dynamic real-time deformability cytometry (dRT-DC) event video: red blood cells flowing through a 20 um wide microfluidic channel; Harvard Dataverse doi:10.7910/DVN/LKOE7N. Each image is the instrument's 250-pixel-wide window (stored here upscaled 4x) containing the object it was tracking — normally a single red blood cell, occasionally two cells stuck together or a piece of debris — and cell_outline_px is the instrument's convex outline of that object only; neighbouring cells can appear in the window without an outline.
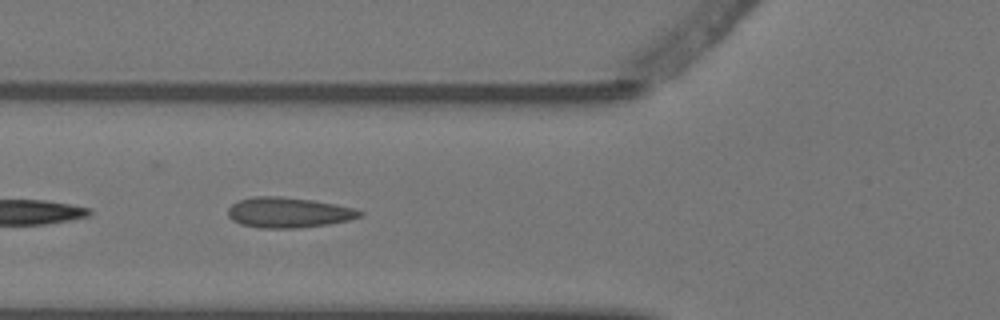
{"species": "Egyptian fruit bat (a non-hibernating species)", "species_latin": "Rousettus aegyptiacus", "temperature_condition": "warm", "stored_images_in_passage": 5, "camera_frame_rate_fps": 3000, "um_per_image_px": 0.085, "animal": {"sex": "female"}, "frame": {"image": 1, "passage_image": 4, "time_ms": 1.0, "image_size_px": [1000, 320], "cell_outline_px": [[364, 216], [348, 220], [328, 224], [300, 228], [260, 228], [240, 224], [232, 220], [228, 216], [228, 208], [236, 200], [252, 196], [280, 196], [312, 200], [336, 204], [352, 208], [364, 212]], "centroid_in_image_um": [24.49, 18.06], "position_along_channel_um": 101.3, "area_um2": 23.52}}
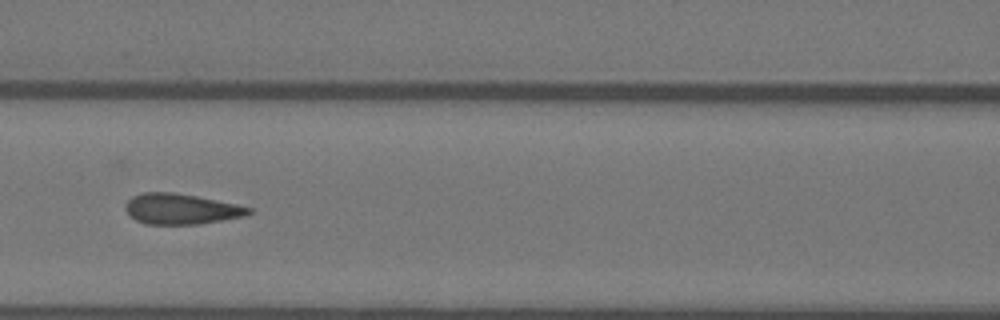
{"frame": {"image": 2, "passage_image": 5, "time_ms": 1.333, "image_size_px": [1000, 320], "cell_outline_px": [[252, 212], [248, 216], [196, 224], [144, 224], [136, 220], [124, 208], [128, 200], [132, 196], [144, 192], [172, 192], [196, 196], [236, 204], [252, 208]], "centroid_in_image_um": [15.4, 17.76], "position_along_channel_um": 151.2, "area_um2": 21.85}}